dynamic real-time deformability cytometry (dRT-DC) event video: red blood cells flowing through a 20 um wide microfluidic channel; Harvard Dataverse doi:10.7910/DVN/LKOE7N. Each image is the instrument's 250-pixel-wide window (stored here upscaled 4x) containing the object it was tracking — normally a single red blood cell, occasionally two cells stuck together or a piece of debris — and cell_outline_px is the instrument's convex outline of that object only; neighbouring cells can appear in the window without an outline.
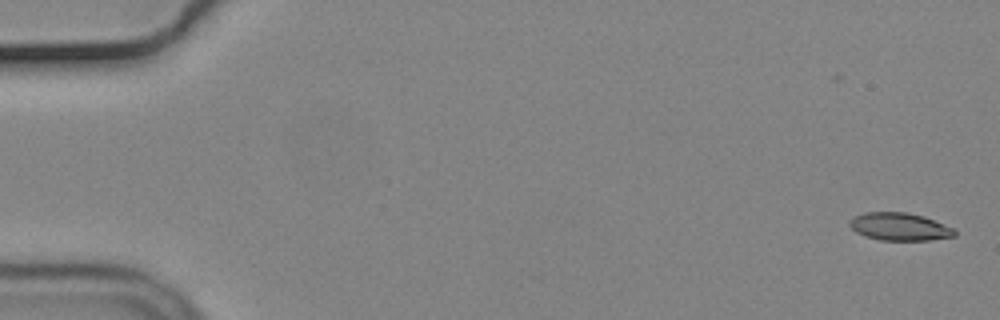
{"species": "common noctule bat (a hibernating species)", "species_latin": "Nyctalus noctula", "temperature_condition": "cold", "stored_images_in_passage": 11, "camera_frame_rate_fps": 3000, "um_per_image_px": 0.085, "animal": {"sex": "male", "body_mass_g": 19.2, "forearm_length_mm": 51.8}, "frame": {"image": 1, "passage_image": 1, "time_ms": 0.0, "image_size_px": [1000, 320], "cell_outline_px": [[956, 236], [928, 240], [880, 240], [864, 236], [856, 232], [848, 224], [848, 220], [852, 216], [864, 212], [908, 212], [924, 216], [956, 228]], "centroid_in_image_um": [76.46, 19.26], "position_along_channel_um": 8.5, "area_um2": 17.28}}